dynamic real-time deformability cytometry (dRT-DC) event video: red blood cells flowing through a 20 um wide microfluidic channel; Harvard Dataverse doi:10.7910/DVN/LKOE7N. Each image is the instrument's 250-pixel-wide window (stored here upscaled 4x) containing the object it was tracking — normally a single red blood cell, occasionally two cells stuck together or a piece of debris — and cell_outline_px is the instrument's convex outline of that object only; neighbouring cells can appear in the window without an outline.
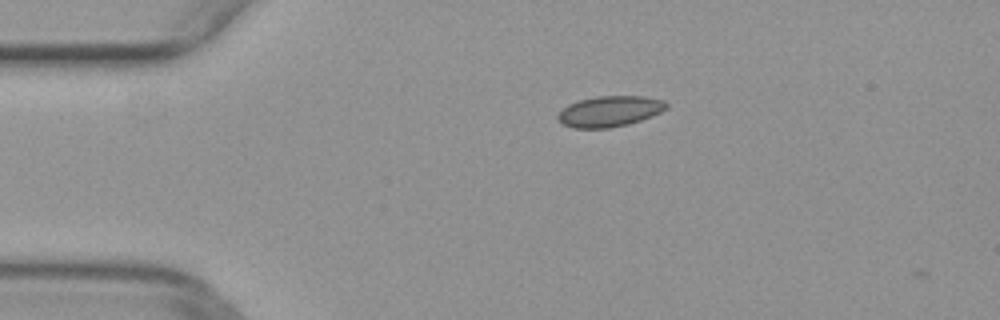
{"species": "common noctule bat (a hibernating species)", "species_latin": "Nyctalus noctula", "temperature_condition": "warm", "stored_images_in_passage": 6, "camera_frame_rate_fps": 3000, "um_per_image_px": 0.085, "animal": {"sex": "female", "body_mass_g": 29.2, "forearm_length_mm": 56.3}, "frame": {"image": 1, "passage_image": 2, "time_ms": 0.333, "image_size_px": [1000, 320], "cell_outline_px": [[668, 108], [652, 116], [628, 124], [608, 128], [572, 128], [556, 120], [556, 116], [568, 104], [580, 100], [596, 96], [644, 96], [664, 100], [668, 104]], "centroid_in_image_um": [51.82, 9.46], "position_along_channel_um": 33.2, "area_um2": 19.48}}